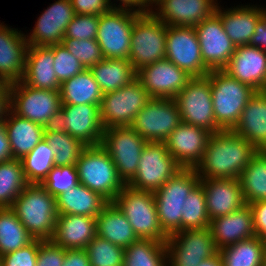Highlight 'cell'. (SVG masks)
Masks as SVG:
<instances>
[{
    "label": "cell",
    "mask_w": 266,
    "mask_h": 266,
    "mask_svg": "<svg viewBox=\"0 0 266 266\" xmlns=\"http://www.w3.org/2000/svg\"><path fill=\"white\" fill-rule=\"evenodd\" d=\"M259 150L232 130L211 134L201 162L195 170L200 179H239L243 169Z\"/></svg>",
    "instance_id": "cell-1"
},
{
    "label": "cell",
    "mask_w": 266,
    "mask_h": 266,
    "mask_svg": "<svg viewBox=\"0 0 266 266\" xmlns=\"http://www.w3.org/2000/svg\"><path fill=\"white\" fill-rule=\"evenodd\" d=\"M10 208L34 239L52 240L58 216L56 198L41 184H28Z\"/></svg>",
    "instance_id": "cell-2"
},
{
    "label": "cell",
    "mask_w": 266,
    "mask_h": 266,
    "mask_svg": "<svg viewBox=\"0 0 266 266\" xmlns=\"http://www.w3.org/2000/svg\"><path fill=\"white\" fill-rule=\"evenodd\" d=\"M208 76L217 127L220 130H233L256 90L224 70H211Z\"/></svg>",
    "instance_id": "cell-3"
},
{
    "label": "cell",
    "mask_w": 266,
    "mask_h": 266,
    "mask_svg": "<svg viewBox=\"0 0 266 266\" xmlns=\"http://www.w3.org/2000/svg\"><path fill=\"white\" fill-rule=\"evenodd\" d=\"M199 183L195 168H182L154 192L159 223L168 236L182 231L186 199Z\"/></svg>",
    "instance_id": "cell-4"
},
{
    "label": "cell",
    "mask_w": 266,
    "mask_h": 266,
    "mask_svg": "<svg viewBox=\"0 0 266 266\" xmlns=\"http://www.w3.org/2000/svg\"><path fill=\"white\" fill-rule=\"evenodd\" d=\"M113 203L127 217L138 238L166 242L169 236L160 226L153 192L126 184Z\"/></svg>",
    "instance_id": "cell-5"
},
{
    "label": "cell",
    "mask_w": 266,
    "mask_h": 266,
    "mask_svg": "<svg viewBox=\"0 0 266 266\" xmlns=\"http://www.w3.org/2000/svg\"><path fill=\"white\" fill-rule=\"evenodd\" d=\"M79 183L113 202L126 185L111 157L101 145L87 146L76 162Z\"/></svg>",
    "instance_id": "cell-6"
},
{
    "label": "cell",
    "mask_w": 266,
    "mask_h": 266,
    "mask_svg": "<svg viewBox=\"0 0 266 266\" xmlns=\"http://www.w3.org/2000/svg\"><path fill=\"white\" fill-rule=\"evenodd\" d=\"M61 105L59 90L32 88L22 81L11 83L10 108L19 117L44 127L55 126Z\"/></svg>",
    "instance_id": "cell-7"
},
{
    "label": "cell",
    "mask_w": 266,
    "mask_h": 266,
    "mask_svg": "<svg viewBox=\"0 0 266 266\" xmlns=\"http://www.w3.org/2000/svg\"><path fill=\"white\" fill-rule=\"evenodd\" d=\"M166 34L167 25L158 20L150 10L143 11L135 19L129 61L136 71L165 58Z\"/></svg>",
    "instance_id": "cell-8"
},
{
    "label": "cell",
    "mask_w": 266,
    "mask_h": 266,
    "mask_svg": "<svg viewBox=\"0 0 266 266\" xmlns=\"http://www.w3.org/2000/svg\"><path fill=\"white\" fill-rule=\"evenodd\" d=\"M141 13L134 9L113 7L99 16L96 40L104 58L129 60L132 27Z\"/></svg>",
    "instance_id": "cell-9"
},
{
    "label": "cell",
    "mask_w": 266,
    "mask_h": 266,
    "mask_svg": "<svg viewBox=\"0 0 266 266\" xmlns=\"http://www.w3.org/2000/svg\"><path fill=\"white\" fill-rule=\"evenodd\" d=\"M150 99L137 78L118 90L103 94L99 106L103 129L130 126Z\"/></svg>",
    "instance_id": "cell-10"
},
{
    "label": "cell",
    "mask_w": 266,
    "mask_h": 266,
    "mask_svg": "<svg viewBox=\"0 0 266 266\" xmlns=\"http://www.w3.org/2000/svg\"><path fill=\"white\" fill-rule=\"evenodd\" d=\"M147 141L130 126L104 129L101 147L111 157L122 181L127 184L136 174Z\"/></svg>",
    "instance_id": "cell-11"
},
{
    "label": "cell",
    "mask_w": 266,
    "mask_h": 266,
    "mask_svg": "<svg viewBox=\"0 0 266 266\" xmlns=\"http://www.w3.org/2000/svg\"><path fill=\"white\" fill-rule=\"evenodd\" d=\"M181 169L164 142H147L137 172L127 184L134 189L154 193Z\"/></svg>",
    "instance_id": "cell-12"
},
{
    "label": "cell",
    "mask_w": 266,
    "mask_h": 266,
    "mask_svg": "<svg viewBox=\"0 0 266 266\" xmlns=\"http://www.w3.org/2000/svg\"><path fill=\"white\" fill-rule=\"evenodd\" d=\"M183 123L205 128L212 134L221 131L215 122L210 77H192L174 98Z\"/></svg>",
    "instance_id": "cell-13"
},
{
    "label": "cell",
    "mask_w": 266,
    "mask_h": 266,
    "mask_svg": "<svg viewBox=\"0 0 266 266\" xmlns=\"http://www.w3.org/2000/svg\"><path fill=\"white\" fill-rule=\"evenodd\" d=\"M182 122L174 98H151L130 127L147 142H164Z\"/></svg>",
    "instance_id": "cell-14"
},
{
    "label": "cell",
    "mask_w": 266,
    "mask_h": 266,
    "mask_svg": "<svg viewBox=\"0 0 266 266\" xmlns=\"http://www.w3.org/2000/svg\"><path fill=\"white\" fill-rule=\"evenodd\" d=\"M166 246L167 266H198L219 253L209 228L175 232Z\"/></svg>",
    "instance_id": "cell-15"
},
{
    "label": "cell",
    "mask_w": 266,
    "mask_h": 266,
    "mask_svg": "<svg viewBox=\"0 0 266 266\" xmlns=\"http://www.w3.org/2000/svg\"><path fill=\"white\" fill-rule=\"evenodd\" d=\"M165 58L191 77H203L210 72L203 62L194 27L167 25Z\"/></svg>",
    "instance_id": "cell-16"
},
{
    "label": "cell",
    "mask_w": 266,
    "mask_h": 266,
    "mask_svg": "<svg viewBox=\"0 0 266 266\" xmlns=\"http://www.w3.org/2000/svg\"><path fill=\"white\" fill-rule=\"evenodd\" d=\"M56 126L87 146L100 145L104 133L99 105H61Z\"/></svg>",
    "instance_id": "cell-17"
},
{
    "label": "cell",
    "mask_w": 266,
    "mask_h": 266,
    "mask_svg": "<svg viewBox=\"0 0 266 266\" xmlns=\"http://www.w3.org/2000/svg\"><path fill=\"white\" fill-rule=\"evenodd\" d=\"M205 66L211 70H223L235 52V45L226 35L220 17L214 13L194 27Z\"/></svg>",
    "instance_id": "cell-18"
},
{
    "label": "cell",
    "mask_w": 266,
    "mask_h": 266,
    "mask_svg": "<svg viewBox=\"0 0 266 266\" xmlns=\"http://www.w3.org/2000/svg\"><path fill=\"white\" fill-rule=\"evenodd\" d=\"M136 78L150 98H175L192 78L167 58L146 65L137 71Z\"/></svg>",
    "instance_id": "cell-19"
},
{
    "label": "cell",
    "mask_w": 266,
    "mask_h": 266,
    "mask_svg": "<svg viewBox=\"0 0 266 266\" xmlns=\"http://www.w3.org/2000/svg\"><path fill=\"white\" fill-rule=\"evenodd\" d=\"M158 6L151 13L164 24L178 27H195L215 13L218 3L214 0H153Z\"/></svg>",
    "instance_id": "cell-20"
},
{
    "label": "cell",
    "mask_w": 266,
    "mask_h": 266,
    "mask_svg": "<svg viewBox=\"0 0 266 266\" xmlns=\"http://www.w3.org/2000/svg\"><path fill=\"white\" fill-rule=\"evenodd\" d=\"M211 134L205 128L181 122L164 143L182 168H196L203 158Z\"/></svg>",
    "instance_id": "cell-21"
},
{
    "label": "cell",
    "mask_w": 266,
    "mask_h": 266,
    "mask_svg": "<svg viewBox=\"0 0 266 266\" xmlns=\"http://www.w3.org/2000/svg\"><path fill=\"white\" fill-rule=\"evenodd\" d=\"M75 16L70 0H57L38 17L31 35H27L29 46H52L60 44L67 25Z\"/></svg>",
    "instance_id": "cell-22"
},
{
    "label": "cell",
    "mask_w": 266,
    "mask_h": 266,
    "mask_svg": "<svg viewBox=\"0 0 266 266\" xmlns=\"http://www.w3.org/2000/svg\"><path fill=\"white\" fill-rule=\"evenodd\" d=\"M223 70L256 91H266L265 50L250 45L236 46L234 54Z\"/></svg>",
    "instance_id": "cell-23"
},
{
    "label": "cell",
    "mask_w": 266,
    "mask_h": 266,
    "mask_svg": "<svg viewBox=\"0 0 266 266\" xmlns=\"http://www.w3.org/2000/svg\"><path fill=\"white\" fill-rule=\"evenodd\" d=\"M28 47L26 35L17 29L0 24V81H21Z\"/></svg>",
    "instance_id": "cell-24"
},
{
    "label": "cell",
    "mask_w": 266,
    "mask_h": 266,
    "mask_svg": "<svg viewBox=\"0 0 266 266\" xmlns=\"http://www.w3.org/2000/svg\"><path fill=\"white\" fill-rule=\"evenodd\" d=\"M200 184L205 192L210 221L233 213L246 205L239 179H200Z\"/></svg>",
    "instance_id": "cell-25"
},
{
    "label": "cell",
    "mask_w": 266,
    "mask_h": 266,
    "mask_svg": "<svg viewBox=\"0 0 266 266\" xmlns=\"http://www.w3.org/2000/svg\"><path fill=\"white\" fill-rule=\"evenodd\" d=\"M208 228L219 250L256 236L249 204L226 216L211 220Z\"/></svg>",
    "instance_id": "cell-26"
},
{
    "label": "cell",
    "mask_w": 266,
    "mask_h": 266,
    "mask_svg": "<svg viewBox=\"0 0 266 266\" xmlns=\"http://www.w3.org/2000/svg\"><path fill=\"white\" fill-rule=\"evenodd\" d=\"M21 81L32 88L60 89V83L54 71L53 45L28 47L24 76Z\"/></svg>",
    "instance_id": "cell-27"
},
{
    "label": "cell",
    "mask_w": 266,
    "mask_h": 266,
    "mask_svg": "<svg viewBox=\"0 0 266 266\" xmlns=\"http://www.w3.org/2000/svg\"><path fill=\"white\" fill-rule=\"evenodd\" d=\"M226 10H221L217 5L215 11L222 21L226 35L235 47L249 45L257 22L265 15V8L245 5Z\"/></svg>",
    "instance_id": "cell-28"
},
{
    "label": "cell",
    "mask_w": 266,
    "mask_h": 266,
    "mask_svg": "<svg viewBox=\"0 0 266 266\" xmlns=\"http://www.w3.org/2000/svg\"><path fill=\"white\" fill-rule=\"evenodd\" d=\"M96 235L95 217L58 215L52 241L64 249H85Z\"/></svg>",
    "instance_id": "cell-29"
},
{
    "label": "cell",
    "mask_w": 266,
    "mask_h": 266,
    "mask_svg": "<svg viewBox=\"0 0 266 266\" xmlns=\"http://www.w3.org/2000/svg\"><path fill=\"white\" fill-rule=\"evenodd\" d=\"M232 131L266 151V91H256Z\"/></svg>",
    "instance_id": "cell-30"
},
{
    "label": "cell",
    "mask_w": 266,
    "mask_h": 266,
    "mask_svg": "<svg viewBox=\"0 0 266 266\" xmlns=\"http://www.w3.org/2000/svg\"><path fill=\"white\" fill-rule=\"evenodd\" d=\"M4 122L13 159H22L44 138L46 127L19 117L11 110Z\"/></svg>",
    "instance_id": "cell-31"
},
{
    "label": "cell",
    "mask_w": 266,
    "mask_h": 266,
    "mask_svg": "<svg viewBox=\"0 0 266 266\" xmlns=\"http://www.w3.org/2000/svg\"><path fill=\"white\" fill-rule=\"evenodd\" d=\"M109 202L100 194L79 183L56 197L58 215L97 217Z\"/></svg>",
    "instance_id": "cell-32"
},
{
    "label": "cell",
    "mask_w": 266,
    "mask_h": 266,
    "mask_svg": "<svg viewBox=\"0 0 266 266\" xmlns=\"http://www.w3.org/2000/svg\"><path fill=\"white\" fill-rule=\"evenodd\" d=\"M96 229L97 236L124 249L139 239L127 217L113 202H109L96 217Z\"/></svg>",
    "instance_id": "cell-33"
},
{
    "label": "cell",
    "mask_w": 266,
    "mask_h": 266,
    "mask_svg": "<svg viewBox=\"0 0 266 266\" xmlns=\"http://www.w3.org/2000/svg\"><path fill=\"white\" fill-rule=\"evenodd\" d=\"M59 91L62 105L92 104L100 106L103 97L100 86L90 69H84L62 82Z\"/></svg>",
    "instance_id": "cell-34"
},
{
    "label": "cell",
    "mask_w": 266,
    "mask_h": 266,
    "mask_svg": "<svg viewBox=\"0 0 266 266\" xmlns=\"http://www.w3.org/2000/svg\"><path fill=\"white\" fill-rule=\"evenodd\" d=\"M103 94L118 90L136 79L137 71L129 60L106 59L90 68Z\"/></svg>",
    "instance_id": "cell-35"
},
{
    "label": "cell",
    "mask_w": 266,
    "mask_h": 266,
    "mask_svg": "<svg viewBox=\"0 0 266 266\" xmlns=\"http://www.w3.org/2000/svg\"><path fill=\"white\" fill-rule=\"evenodd\" d=\"M246 204L266 200V151L259 150L240 174Z\"/></svg>",
    "instance_id": "cell-36"
},
{
    "label": "cell",
    "mask_w": 266,
    "mask_h": 266,
    "mask_svg": "<svg viewBox=\"0 0 266 266\" xmlns=\"http://www.w3.org/2000/svg\"><path fill=\"white\" fill-rule=\"evenodd\" d=\"M44 139L53 150L55 166L76 165L87 147L82 141L70 136L56 125L45 128Z\"/></svg>",
    "instance_id": "cell-37"
},
{
    "label": "cell",
    "mask_w": 266,
    "mask_h": 266,
    "mask_svg": "<svg viewBox=\"0 0 266 266\" xmlns=\"http://www.w3.org/2000/svg\"><path fill=\"white\" fill-rule=\"evenodd\" d=\"M265 245L258 236L219 250L222 266H262Z\"/></svg>",
    "instance_id": "cell-38"
},
{
    "label": "cell",
    "mask_w": 266,
    "mask_h": 266,
    "mask_svg": "<svg viewBox=\"0 0 266 266\" xmlns=\"http://www.w3.org/2000/svg\"><path fill=\"white\" fill-rule=\"evenodd\" d=\"M33 240L10 207L0 208V256L16 251Z\"/></svg>",
    "instance_id": "cell-39"
},
{
    "label": "cell",
    "mask_w": 266,
    "mask_h": 266,
    "mask_svg": "<svg viewBox=\"0 0 266 266\" xmlns=\"http://www.w3.org/2000/svg\"><path fill=\"white\" fill-rule=\"evenodd\" d=\"M124 266H167L166 242L139 238L125 248Z\"/></svg>",
    "instance_id": "cell-40"
},
{
    "label": "cell",
    "mask_w": 266,
    "mask_h": 266,
    "mask_svg": "<svg viewBox=\"0 0 266 266\" xmlns=\"http://www.w3.org/2000/svg\"><path fill=\"white\" fill-rule=\"evenodd\" d=\"M20 160L28 184H42L55 166L53 150L44 138Z\"/></svg>",
    "instance_id": "cell-41"
},
{
    "label": "cell",
    "mask_w": 266,
    "mask_h": 266,
    "mask_svg": "<svg viewBox=\"0 0 266 266\" xmlns=\"http://www.w3.org/2000/svg\"><path fill=\"white\" fill-rule=\"evenodd\" d=\"M27 185L20 159L0 163V208L11 207Z\"/></svg>",
    "instance_id": "cell-42"
},
{
    "label": "cell",
    "mask_w": 266,
    "mask_h": 266,
    "mask_svg": "<svg viewBox=\"0 0 266 266\" xmlns=\"http://www.w3.org/2000/svg\"><path fill=\"white\" fill-rule=\"evenodd\" d=\"M210 219L203 186L199 183L186 199L182 213V230L205 229Z\"/></svg>",
    "instance_id": "cell-43"
},
{
    "label": "cell",
    "mask_w": 266,
    "mask_h": 266,
    "mask_svg": "<svg viewBox=\"0 0 266 266\" xmlns=\"http://www.w3.org/2000/svg\"><path fill=\"white\" fill-rule=\"evenodd\" d=\"M85 250L90 266H124L125 249L97 235Z\"/></svg>",
    "instance_id": "cell-44"
},
{
    "label": "cell",
    "mask_w": 266,
    "mask_h": 266,
    "mask_svg": "<svg viewBox=\"0 0 266 266\" xmlns=\"http://www.w3.org/2000/svg\"><path fill=\"white\" fill-rule=\"evenodd\" d=\"M79 184L76 165L54 166L41 184L53 197Z\"/></svg>",
    "instance_id": "cell-45"
},
{
    "label": "cell",
    "mask_w": 266,
    "mask_h": 266,
    "mask_svg": "<svg viewBox=\"0 0 266 266\" xmlns=\"http://www.w3.org/2000/svg\"><path fill=\"white\" fill-rule=\"evenodd\" d=\"M61 43L81 62L85 69H90L104 59L102 50L96 39L77 40L64 38Z\"/></svg>",
    "instance_id": "cell-46"
},
{
    "label": "cell",
    "mask_w": 266,
    "mask_h": 266,
    "mask_svg": "<svg viewBox=\"0 0 266 266\" xmlns=\"http://www.w3.org/2000/svg\"><path fill=\"white\" fill-rule=\"evenodd\" d=\"M53 54L54 71L60 84L85 69L81 62L62 43L53 45Z\"/></svg>",
    "instance_id": "cell-47"
},
{
    "label": "cell",
    "mask_w": 266,
    "mask_h": 266,
    "mask_svg": "<svg viewBox=\"0 0 266 266\" xmlns=\"http://www.w3.org/2000/svg\"><path fill=\"white\" fill-rule=\"evenodd\" d=\"M99 16L75 14L67 25L64 38L77 40L96 39L98 32Z\"/></svg>",
    "instance_id": "cell-48"
},
{
    "label": "cell",
    "mask_w": 266,
    "mask_h": 266,
    "mask_svg": "<svg viewBox=\"0 0 266 266\" xmlns=\"http://www.w3.org/2000/svg\"><path fill=\"white\" fill-rule=\"evenodd\" d=\"M39 239H34L16 251L0 256L1 266H36Z\"/></svg>",
    "instance_id": "cell-49"
},
{
    "label": "cell",
    "mask_w": 266,
    "mask_h": 266,
    "mask_svg": "<svg viewBox=\"0 0 266 266\" xmlns=\"http://www.w3.org/2000/svg\"><path fill=\"white\" fill-rule=\"evenodd\" d=\"M65 249L52 240H39L36 266H62Z\"/></svg>",
    "instance_id": "cell-50"
},
{
    "label": "cell",
    "mask_w": 266,
    "mask_h": 266,
    "mask_svg": "<svg viewBox=\"0 0 266 266\" xmlns=\"http://www.w3.org/2000/svg\"><path fill=\"white\" fill-rule=\"evenodd\" d=\"M75 14L79 15H96L109 12L113 7H117L108 0H70Z\"/></svg>",
    "instance_id": "cell-51"
},
{
    "label": "cell",
    "mask_w": 266,
    "mask_h": 266,
    "mask_svg": "<svg viewBox=\"0 0 266 266\" xmlns=\"http://www.w3.org/2000/svg\"><path fill=\"white\" fill-rule=\"evenodd\" d=\"M249 206L253 214L255 234L258 236L266 224V200L250 203Z\"/></svg>",
    "instance_id": "cell-52"
},
{
    "label": "cell",
    "mask_w": 266,
    "mask_h": 266,
    "mask_svg": "<svg viewBox=\"0 0 266 266\" xmlns=\"http://www.w3.org/2000/svg\"><path fill=\"white\" fill-rule=\"evenodd\" d=\"M62 266H90L85 249H65V259Z\"/></svg>",
    "instance_id": "cell-53"
},
{
    "label": "cell",
    "mask_w": 266,
    "mask_h": 266,
    "mask_svg": "<svg viewBox=\"0 0 266 266\" xmlns=\"http://www.w3.org/2000/svg\"><path fill=\"white\" fill-rule=\"evenodd\" d=\"M250 46H255L266 51V16L264 15L256 24L255 32L249 41Z\"/></svg>",
    "instance_id": "cell-54"
},
{
    "label": "cell",
    "mask_w": 266,
    "mask_h": 266,
    "mask_svg": "<svg viewBox=\"0 0 266 266\" xmlns=\"http://www.w3.org/2000/svg\"><path fill=\"white\" fill-rule=\"evenodd\" d=\"M10 87L11 83L0 81V121H4L11 110Z\"/></svg>",
    "instance_id": "cell-55"
},
{
    "label": "cell",
    "mask_w": 266,
    "mask_h": 266,
    "mask_svg": "<svg viewBox=\"0 0 266 266\" xmlns=\"http://www.w3.org/2000/svg\"><path fill=\"white\" fill-rule=\"evenodd\" d=\"M13 159L10 142L8 140L5 122L0 121V163Z\"/></svg>",
    "instance_id": "cell-56"
},
{
    "label": "cell",
    "mask_w": 266,
    "mask_h": 266,
    "mask_svg": "<svg viewBox=\"0 0 266 266\" xmlns=\"http://www.w3.org/2000/svg\"><path fill=\"white\" fill-rule=\"evenodd\" d=\"M109 3L111 0H108ZM122 5H118V7L122 8H129V9H134L137 11H147L149 10V7L147 6V0H119ZM137 7V8H136Z\"/></svg>",
    "instance_id": "cell-57"
},
{
    "label": "cell",
    "mask_w": 266,
    "mask_h": 266,
    "mask_svg": "<svg viewBox=\"0 0 266 266\" xmlns=\"http://www.w3.org/2000/svg\"><path fill=\"white\" fill-rule=\"evenodd\" d=\"M198 266H222V258L218 253L210 259L203 260Z\"/></svg>",
    "instance_id": "cell-58"
},
{
    "label": "cell",
    "mask_w": 266,
    "mask_h": 266,
    "mask_svg": "<svg viewBox=\"0 0 266 266\" xmlns=\"http://www.w3.org/2000/svg\"><path fill=\"white\" fill-rule=\"evenodd\" d=\"M258 237L266 246V224H264V230L258 235Z\"/></svg>",
    "instance_id": "cell-59"
},
{
    "label": "cell",
    "mask_w": 266,
    "mask_h": 266,
    "mask_svg": "<svg viewBox=\"0 0 266 266\" xmlns=\"http://www.w3.org/2000/svg\"><path fill=\"white\" fill-rule=\"evenodd\" d=\"M262 266H266V246H265V250H264V256H263V260H262Z\"/></svg>",
    "instance_id": "cell-60"
},
{
    "label": "cell",
    "mask_w": 266,
    "mask_h": 266,
    "mask_svg": "<svg viewBox=\"0 0 266 266\" xmlns=\"http://www.w3.org/2000/svg\"><path fill=\"white\" fill-rule=\"evenodd\" d=\"M153 0H147V6L150 8Z\"/></svg>",
    "instance_id": "cell-61"
}]
</instances>
